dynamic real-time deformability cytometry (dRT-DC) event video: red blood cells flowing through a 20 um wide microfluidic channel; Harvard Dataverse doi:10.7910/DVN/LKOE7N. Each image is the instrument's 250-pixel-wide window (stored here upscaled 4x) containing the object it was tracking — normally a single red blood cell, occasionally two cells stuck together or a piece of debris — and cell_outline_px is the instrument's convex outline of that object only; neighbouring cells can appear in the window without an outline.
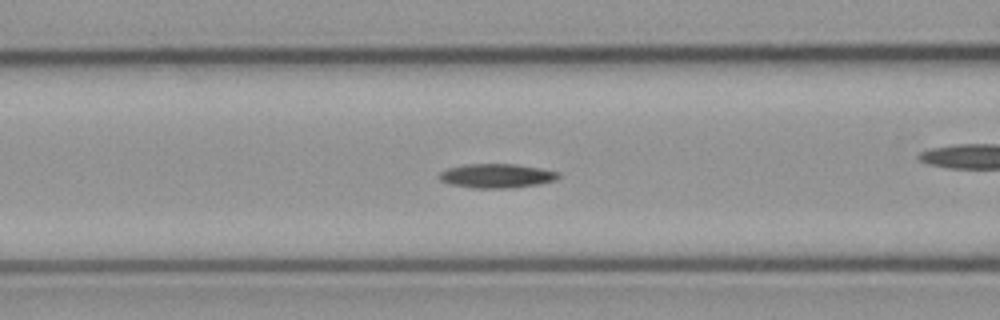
{"species": "common noctule bat (a hibernating species)", "species_latin": "Nyctalus noctula", "temperature_condition": "cold", "stored_images_in_passage": 52, "camera_frame_rate_fps": 3000, "um_per_image_px": 0.085, "animal": {"sex": "male", "body_mass_g": 23.1, "forearm_length_mm": 52.7}, "frame": {"image": 1, "passage_image": 18, "time_ms": 5.667, "image_size_px": [1000, 320], "cell_outline_px": [[560, 176], [556, 180], [540, 184], [512, 188], [472, 188], [448, 184], [440, 180], [440, 172], [448, 168], [468, 164], [516, 164], [540, 168], [560, 172]], "centroid_in_image_um": [42.24, 14.95], "position_along_channel_um": 124.4, "area_um2": 16.88}}
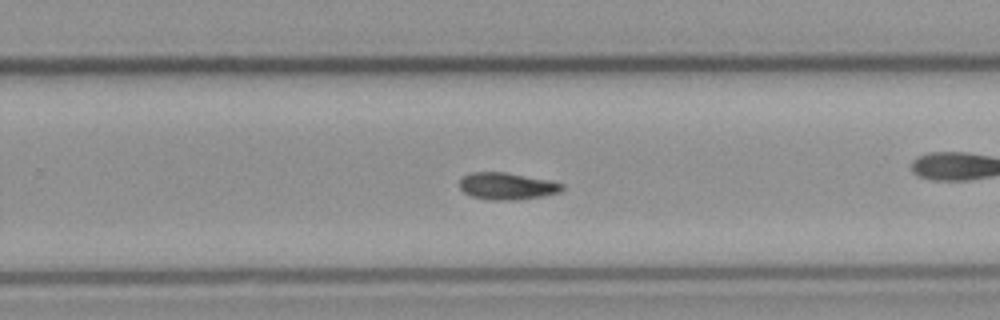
{"frame": {"image": 2, "passage_image": 31, "time_ms": 10.0, "image_size_px": [1000, 320], "cell_outline_px": [[564, 188], [560, 192], [544, 196], [516, 200], [488, 200], [472, 196], [464, 192], [460, 188], [460, 180], [468, 172], [504, 172], [548, 180], [564, 184]], "centroid_in_image_um": [43.09, 15.82], "position_along_channel_um": 286.7, "area_um2": 16.13}}
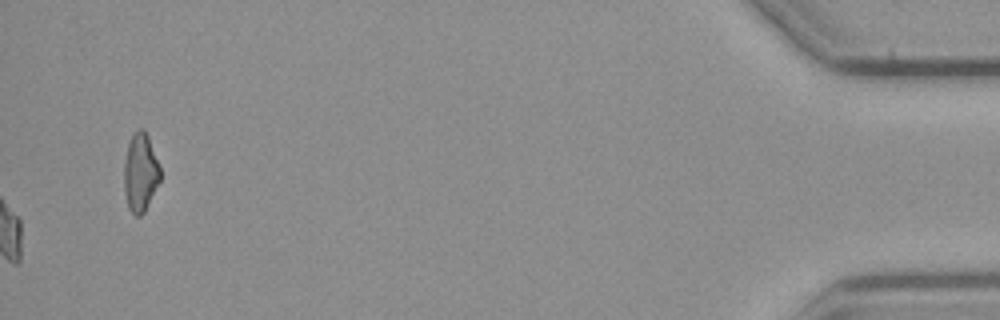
{"frame": {"image": 3, "passage_image": 52, "time_ms": 17.0, "image_size_px": [1000, 320], "cell_outline_px": [[160, 180], [144, 212], [140, 216], [136, 216], [128, 208], [124, 192], [124, 160], [128, 144], [132, 136], [140, 128], [144, 128], [148, 136], [160, 168]], "centroid_in_image_um": [11.92, 14.67], "position_along_channel_um": 423.3, "area_um2": 16.36}, "authors_computed_cell_mechanics": {"area_um2": 15.895, "velocity_mm_per_s": 3.7526, "shape_relaxation_time_tau1_ms": 4.1685, "shape_relaxation_time_tau2_ms": null, "deformation_change_tau1": 0.1528, "deformation_change_tau2": null}}